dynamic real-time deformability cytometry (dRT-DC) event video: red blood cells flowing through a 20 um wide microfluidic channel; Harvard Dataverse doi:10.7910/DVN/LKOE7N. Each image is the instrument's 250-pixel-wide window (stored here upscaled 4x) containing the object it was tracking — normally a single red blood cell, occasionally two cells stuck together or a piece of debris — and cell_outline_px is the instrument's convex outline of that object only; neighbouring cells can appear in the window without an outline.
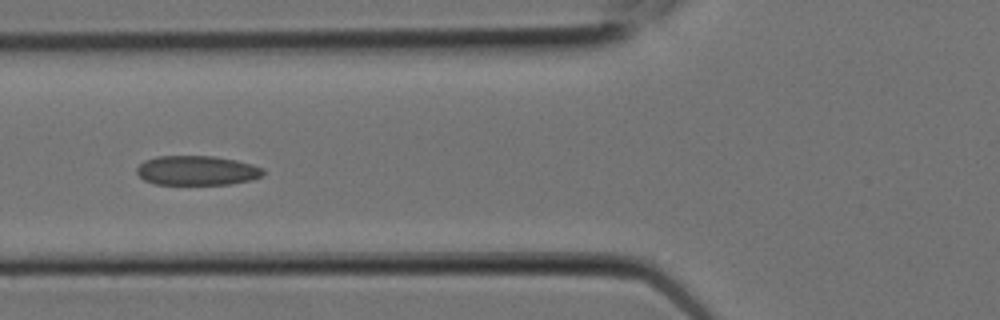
{"species": "Egyptian fruit bat (a non-hibernating species)", "species_latin": "Rousettus aegyptiacus", "temperature_condition": "room temperature", "stored_images_in_passage": 9, "camera_frame_rate_fps": 3000, "um_per_image_px": 0.085, "animal": {"sex": "female"}, "frame": {"image": 1, "passage_image": 6, "time_ms": 1.667, "image_size_px": [1000, 320], "cell_outline_px": [[264, 172], [260, 176], [252, 180], [228, 184], [156, 184], [144, 180], [136, 172], [136, 168], [144, 160], [156, 156], [212, 156], [236, 160], [252, 164], [264, 168]], "centroid_in_image_um": [16.73, 14.48], "position_along_channel_um": 109.1, "area_um2": 21.73}}
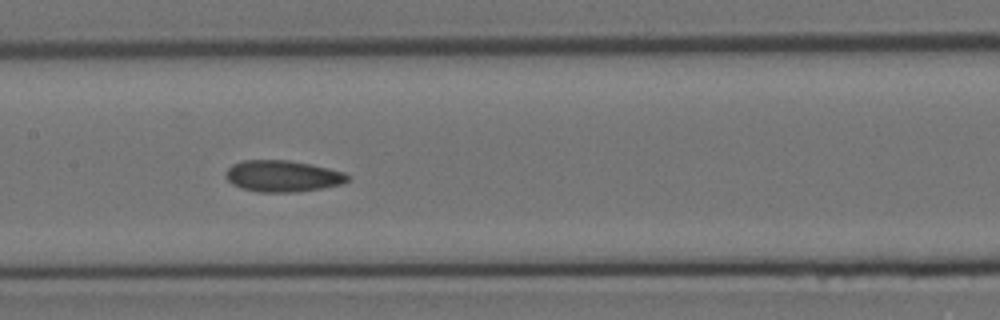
{"frame": {"image": 2, "passage_image": 8, "time_ms": 2.333, "image_size_px": [1000, 320], "cell_outline_px": [[352, 176], [344, 184], [296, 192], [260, 192], [240, 188], [232, 184], [224, 176], [224, 172], [232, 164], [244, 160], [288, 160], [312, 164], [344, 172]], "centroid_in_image_um": [24.02, 14.96], "position_along_channel_um": 183.4, "area_um2": 22.54}}
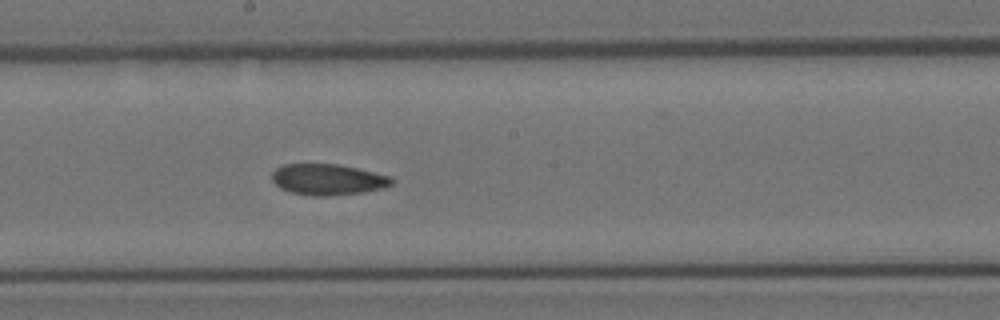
{"frame": {"image": 3, "passage_image": 9, "time_ms": 2.667, "image_size_px": [1000, 320], "cell_outline_px": [[396, 180], [392, 184], [380, 188], [364, 192], [324, 196], [312, 196], [292, 192], [280, 188], [272, 180], [272, 172], [276, 168], [284, 164], [336, 164], [356, 168], [388, 176]], "centroid_in_image_um": [27.83, 15.26], "position_along_channel_um": 220.4, "area_um2": 21.39}}